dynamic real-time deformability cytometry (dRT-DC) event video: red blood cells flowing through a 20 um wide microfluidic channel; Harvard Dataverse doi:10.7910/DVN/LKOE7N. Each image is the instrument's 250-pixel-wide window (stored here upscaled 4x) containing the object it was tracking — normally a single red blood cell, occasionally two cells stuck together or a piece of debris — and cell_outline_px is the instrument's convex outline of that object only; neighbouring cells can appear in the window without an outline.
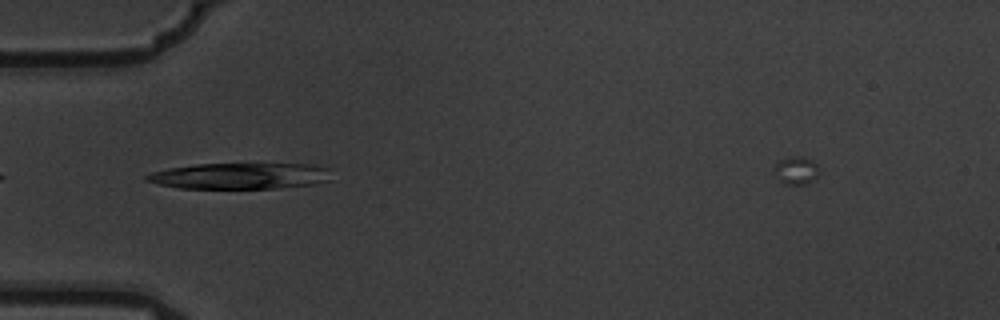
{"species": "common noctule bat (a hibernating species)", "species_latin": "Nyctalus noctula", "temperature_condition": "warm", "stored_images_in_passage": 3, "camera_frame_rate_fps": 3000, "um_per_image_px": 0.085, "animal": {"sex": "male", "body_mass_g": 19.5, "forearm_length_mm": 54.6}, "frame": {"image": 1, "passage_image": 2, "time_ms": 0.333, "image_size_px": [1000, 320], "cell_outline_px": [[332, 180], [316, 184], [276, 188], [180, 188], [160, 184], [144, 180], [144, 176], [152, 172], [168, 168], [196, 164], [308, 164], [328, 168]], "centroid_in_image_um": [20.42, 14.95], "position_along_channel_um": 64.6, "area_um2": 28.09}}
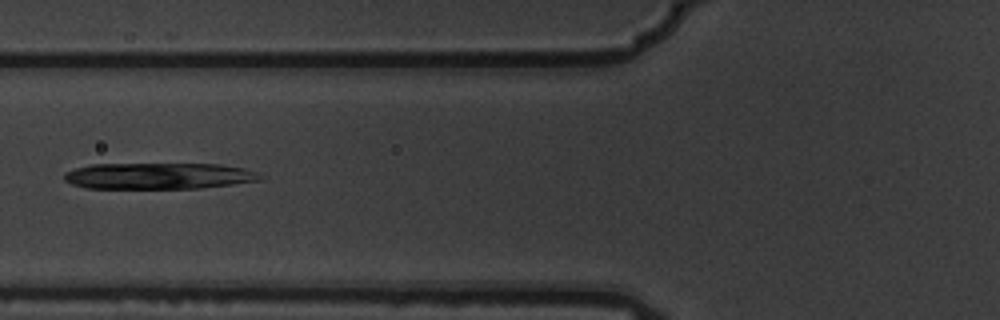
{"frame": {"image": 2, "passage_image": 3, "time_ms": 0.667, "image_size_px": [1000, 320], "cell_outline_px": [[264, 176], [260, 180], [232, 184], [200, 188], [84, 188], [72, 184], [64, 180], [64, 172], [76, 168], [92, 164], [220, 164], [244, 168], [256, 172]], "centroid_in_image_um": [13.47, 14.95], "position_along_channel_um": 112.3, "area_um2": 30.0}}